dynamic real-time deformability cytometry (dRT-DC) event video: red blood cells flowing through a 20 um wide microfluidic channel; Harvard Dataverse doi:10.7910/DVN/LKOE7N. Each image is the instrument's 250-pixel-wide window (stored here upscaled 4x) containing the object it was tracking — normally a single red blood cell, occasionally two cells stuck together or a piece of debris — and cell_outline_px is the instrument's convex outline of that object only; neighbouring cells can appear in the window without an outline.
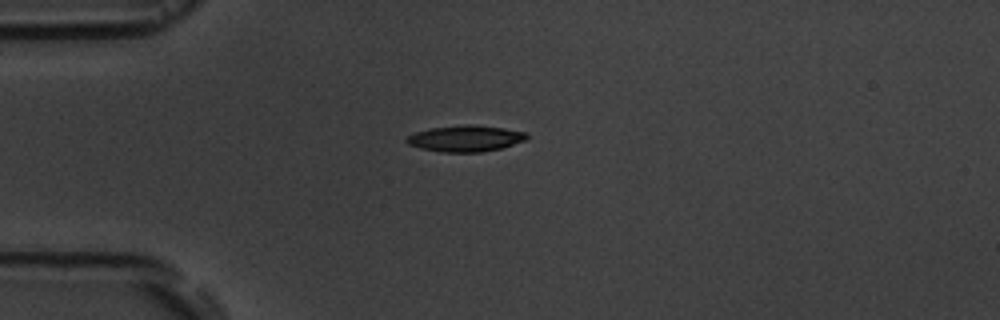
{"species": "common noctule bat (a hibernating species)", "species_latin": "Nyctalus noctula", "temperature_condition": "room temperature", "stored_images_in_passage": 7, "camera_frame_rate_fps": 3000, "um_per_image_px": 0.085, "animal": {"sex": "male", "body_mass_g": 19.5, "forearm_length_mm": 54.6}, "frame": {"image": 1, "passage_image": 1, "time_ms": 0.0, "image_size_px": [1000, 320], "cell_outline_px": [[528, 136], [524, 140], [500, 148], [480, 152], [440, 152], [420, 148], [408, 144], [404, 140], [408, 136], [416, 132], [432, 128], [464, 124], [476, 124], [504, 128], [524, 132]], "centroid_in_image_um": [39.53, 11.76], "position_along_channel_um": 45.5, "area_um2": 18.21}}
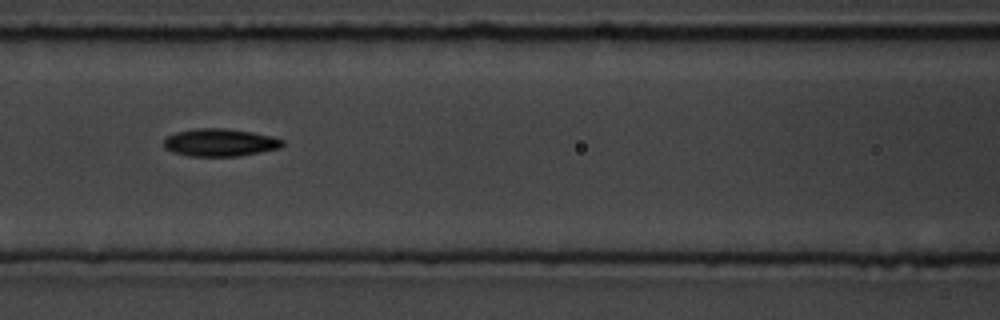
{"frame": {"image": 2, "passage_image": 4, "time_ms": 3.333, "image_size_px": [1000, 320], "cell_outline_px": [[284, 144], [280, 148], [240, 156], [188, 156], [172, 152], [164, 148], [164, 140], [168, 136], [176, 132], [196, 128], [224, 128], [252, 132], [272, 136], [284, 140]], "centroid_in_image_um": [18.7, 12.11], "position_along_channel_um": 147.9, "area_um2": 19.19}}
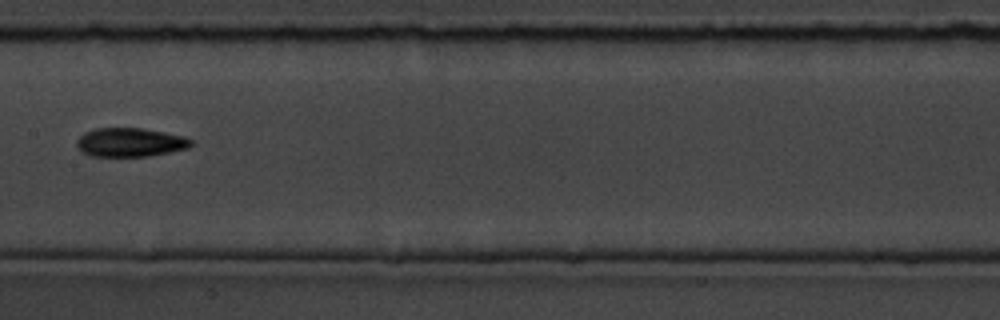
{"frame": {"image": 3, "passage_image": 5, "time_ms": 4.667, "image_size_px": [1000, 320], "cell_outline_px": [[192, 144], [188, 148], [148, 156], [92, 156], [84, 152], [76, 144], [76, 140], [84, 132], [96, 128], [140, 128], [164, 132], [184, 136], [192, 140]], "centroid_in_image_um": [11.06, 12.09], "position_along_channel_um": 196.3, "area_um2": 19.02}}